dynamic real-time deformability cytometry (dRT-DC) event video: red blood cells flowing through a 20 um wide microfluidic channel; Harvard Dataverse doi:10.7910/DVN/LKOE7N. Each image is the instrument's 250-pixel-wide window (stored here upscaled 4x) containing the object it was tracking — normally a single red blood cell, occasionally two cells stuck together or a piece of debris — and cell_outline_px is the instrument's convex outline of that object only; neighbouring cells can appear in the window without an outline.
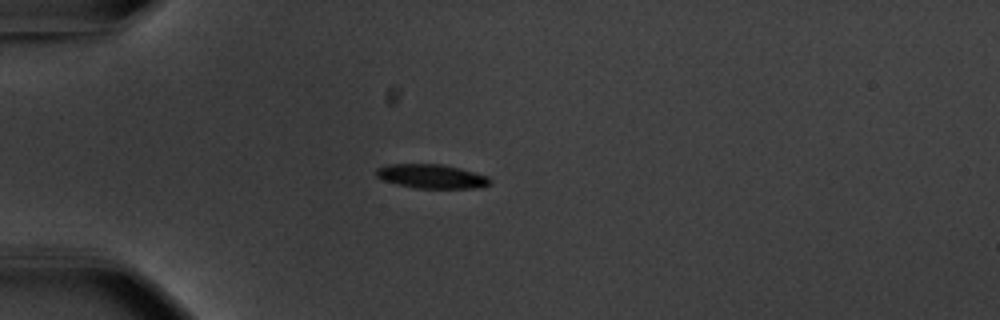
{"species": "common noctule bat (a hibernating species)", "species_latin": "Nyctalus noctula", "temperature_condition": "warm", "stored_images_in_passage": 41, "camera_frame_rate_fps": 3000, "um_per_image_px": 0.085, "animal": {"sex": "male", "body_mass_g": 20.1, "forearm_length_mm": 53.5}, "frame": {"image": 1, "passage_image": 1, "time_ms": 0.0, "image_size_px": [1000, 320], "cell_outline_px": [[492, 180], [488, 184], [480, 188], [416, 188], [396, 184], [384, 180], [376, 176], [376, 168], [388, 164], [440, 164], [460, 168], [488, 176]], "centroid_in_image_um": [36.68, 14.99], "position_along_channel_um": 48.3, "area_um2": 15.95}}
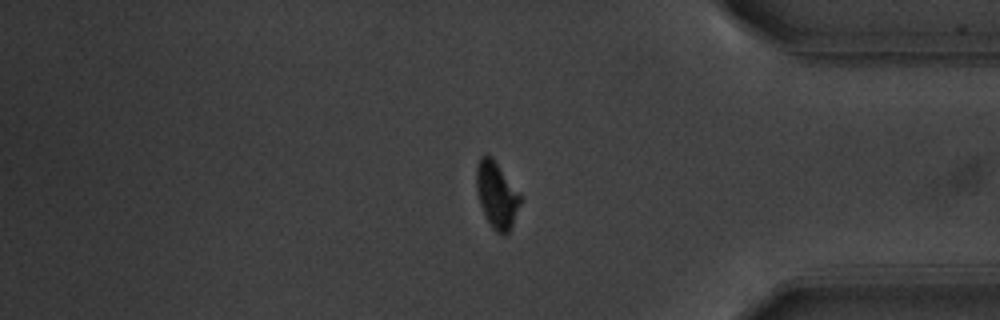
{"frame": {"image": 2, "passage_image": 32, "time_ms": 10.333, "image_size_px": [1000, 320], "cell_outline_px": [[524, 196], [512, 224], [508, 232], [504, 236], [496, 232], [492, 228], [480, 204], [476, 188], [476, 164], [480, 156], [484, 152], [492, 156]], "centroid_in_image_um": [42.24, 16.51], "position_along_channel_um": 393.0, "area_um2": 17.46}}
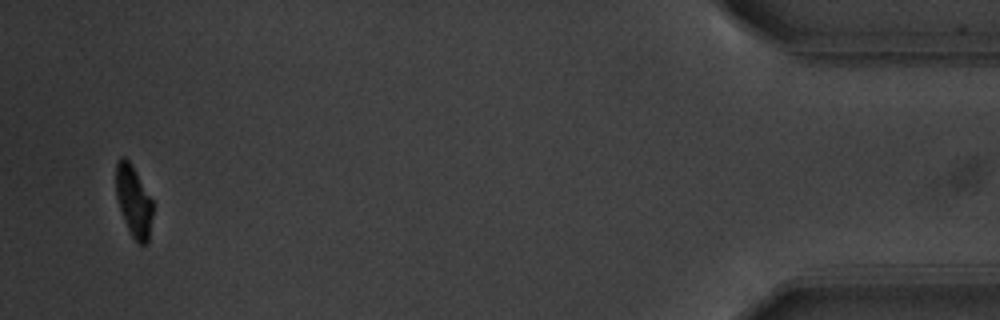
{"frame": {"image": 3, "passage_image": 39, "time_ms": 12.667, "image_size_px": [1000, 320], "cell_outline_px": [[152, 216], [148, 240], [144, 244], [140, 244], [132, 236], [124, 220], [116, 196], [116, 160], [120, 156], [124, 156], [132, 164], [152, 200]], "centroid_in_image_um": [11.34, 17.04], "position_along_channel_um": 423.9, "area_um2": 15.09}, "authors_computed_cell_mechanics": {"area_um2": 16.9932, "velocity_mm_per_s": 3.703, "shape_relaxation_time_tau1_ms": 2.2144, "shape_relaxation_time_tau2_ms": null, "deformation_change_tau1": 0.1352, "deformation_change_tau2": null}}